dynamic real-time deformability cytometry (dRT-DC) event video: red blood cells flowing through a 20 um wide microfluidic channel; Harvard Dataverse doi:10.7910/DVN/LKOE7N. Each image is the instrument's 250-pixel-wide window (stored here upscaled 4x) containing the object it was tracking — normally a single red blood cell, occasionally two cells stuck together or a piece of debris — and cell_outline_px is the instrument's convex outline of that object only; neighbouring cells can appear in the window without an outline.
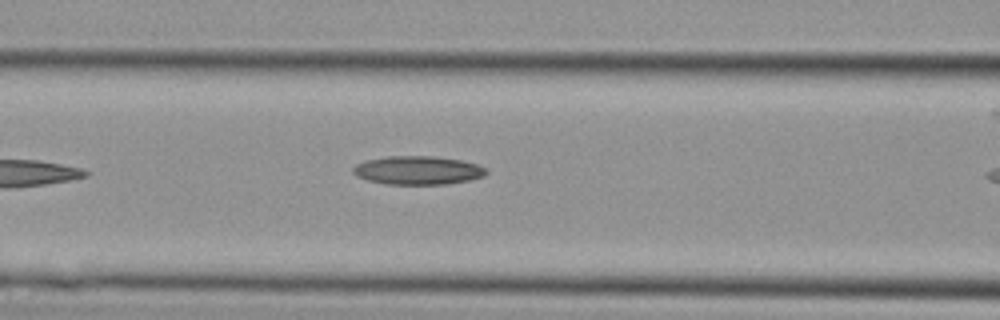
{"species": "Egyptian fruit bat (a non-hibernating species)", "species_latin": "Rousettus aegyptiacus", "temperature_condition": "cold", "stored_images_in_passage": 3, "camera_frame_rate_fps": 3000, "um_per_image_px": 0.085, "animal": {"sex": "female"}, "frame": {"image": 1, "passage_image": 3, "time_ms": 0.667, "image_size_px": [1000, 320], "cell_outline_px": [[488, 172], [484, 176], [468, 180], [448, 184], [388, 184], [368, 180], [356, 176], [352, 172], [352, 168], [356, 164], [368, 160], [388, 156], [432, 156], [460, 160], [476, 164], [488, 168]], "centroid_in_image_um": [35.52, 14.48], "position_along_channel_um": 131.1, "area_um2": 22.08}}